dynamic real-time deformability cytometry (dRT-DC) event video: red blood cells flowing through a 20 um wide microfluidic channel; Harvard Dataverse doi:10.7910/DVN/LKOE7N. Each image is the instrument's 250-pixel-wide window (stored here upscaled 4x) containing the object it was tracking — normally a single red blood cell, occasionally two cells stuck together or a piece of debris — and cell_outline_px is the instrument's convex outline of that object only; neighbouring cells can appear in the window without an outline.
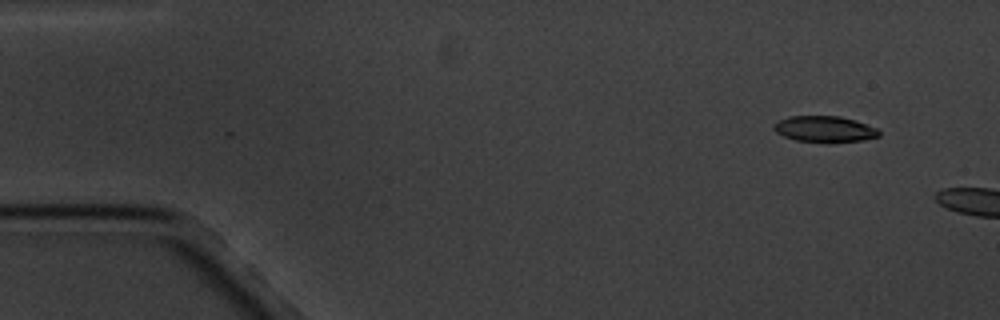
{"species": "common noctule bat (a hibernating species)", "species_latin": "Nyctalus noctula", "temperature_condition": "cold", "stored_images_in_passage": 2, "camera_frame_rate_fps": 3000, "um_per_image_px": 0.085, "animal": {"sex": "male", "body_mass_g": 20.1, "forearm_length_mm": 53.5}, "frame": {"image": 1, "passage_image": 1, "time_ms": 0.0, "image_size_px": [1000, 320], "cell_outline_px": [[880, 136], [864, 140], [796, 140], [784, 136], [776, 132], [772, 128], [772, 124], [776, 120], [788, 116], [840, 116], [856, 120], [876, 128], [880, 132]], "centroid_in_image_um": [70.04, 10.92], "position_along_channel_um": 15.0, "area_um2": 15.55}}